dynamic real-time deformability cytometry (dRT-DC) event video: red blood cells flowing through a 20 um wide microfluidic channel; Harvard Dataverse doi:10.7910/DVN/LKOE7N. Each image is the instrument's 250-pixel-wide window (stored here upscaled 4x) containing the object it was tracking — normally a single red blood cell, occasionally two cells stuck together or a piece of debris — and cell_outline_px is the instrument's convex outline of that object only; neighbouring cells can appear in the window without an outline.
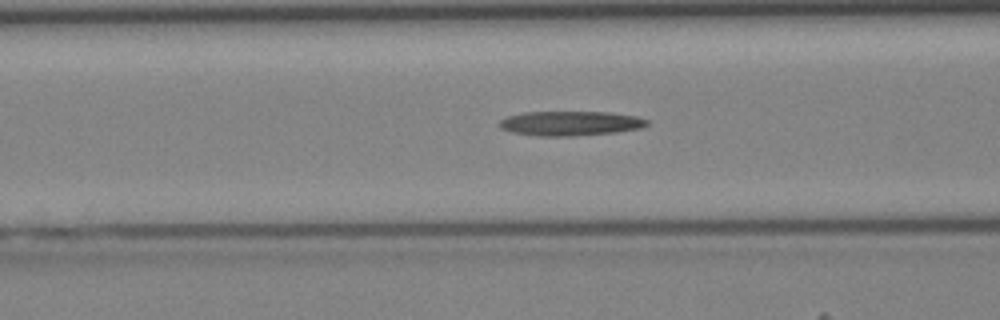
{"species": "Egyptian fruit bat (a non-hibernating species)", "species_latin": "Rousettus aegyptiacus", "temperature_condition": "cold", "stored_images_in_passage": 43, "camera_frame_rate_fps": 3000, "um_per_image_px": 0.085, "animal": {"sex": "female"}, "frame": {"image": 1, "passage_image": 17, "time_ms": 5.333, "image_size_px": [1000, 320], "cell_outline_px": [[648, 124], [640, 128], [616, 132], [572, 136], [540, 136], [512, 132], [500, 128], [500, 120], [508, 116], [524, 112], [608, 112], [636, 116], [648, 120]], "centroid_in_image_um": [48.48, 10.48], "position_along_channel_um": 118.1, "area_um2": 20.98}}
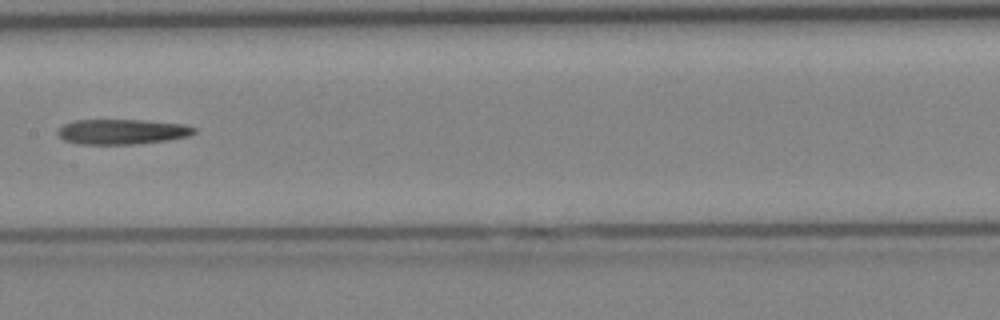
{"frame": {"image": 2, "passage_image": 22, "time_ms": 7.0, "image_size_px": [1000, 320], "cell_outline_px": [[196, 132], [188, 136], [168, 140], [136, 144], [80, 144], [64, 140], [56, 132], [64, 124], [76, 120], [144, 120], [184, 124], [196, 128]], "centroid_in_image_um": [10.4, 11.19], "position_along_channel_um": 197.0, "area_um2": 19.94}}
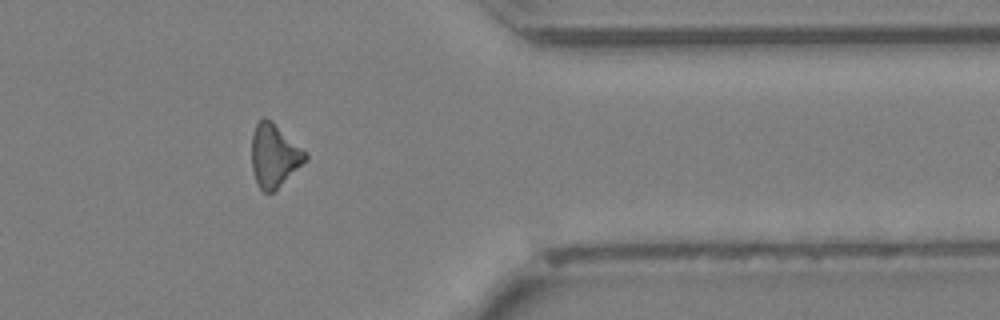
{"frame": {"image": 3, "passage_image": 35, "time_ms": 11.333, "image_size_px": [1000, 320], "cell_outline_px": [[308, 160], [272, 192], [264, 192], [256, 184], [252, 168], [252, 132], [256, 124], [264, 116], [272, 120], [308, 156]], "centroid_in_image_um": [23.28, 13.21], "position_along_channel_um": 388.1, "area_um2": 19.48}}